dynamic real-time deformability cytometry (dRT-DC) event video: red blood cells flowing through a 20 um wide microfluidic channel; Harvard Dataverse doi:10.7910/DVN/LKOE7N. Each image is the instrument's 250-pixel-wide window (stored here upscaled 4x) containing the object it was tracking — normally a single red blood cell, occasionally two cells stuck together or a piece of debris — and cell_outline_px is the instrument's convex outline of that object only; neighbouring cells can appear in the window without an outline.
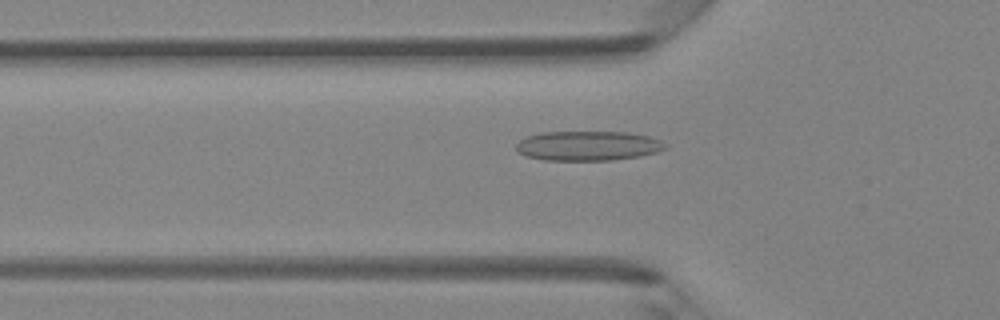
{"species": "Egyptian fruit bat (a non-hibernating species)", "species_latin": "Rousettus aegyptiacus", "temperature_condition": "room temperature", "stored_images_in_passage": 35, "camera_frame_rate_fps": 3000, "um_per_image_px": 0.085, "animal": {"sex": "female"}, "frame": {"image": 1, "passage_image": 3, "time_ms": 0.667, "image_size_px": [1000, 320], "cell_outline_px": [[668, 148], [656, 152], [640, 156], [612, 160], [544, 160], [524, 156], [516, 148], [516, 144], [520, 140], [528, 136], [540, 132], [628, 132], [648, 136], [660, 140], [668, 144]], "centroid_in_image_um": [50.0, 12.39], "position_along_channel_um": 75.8, "area_um2": 25.84}}
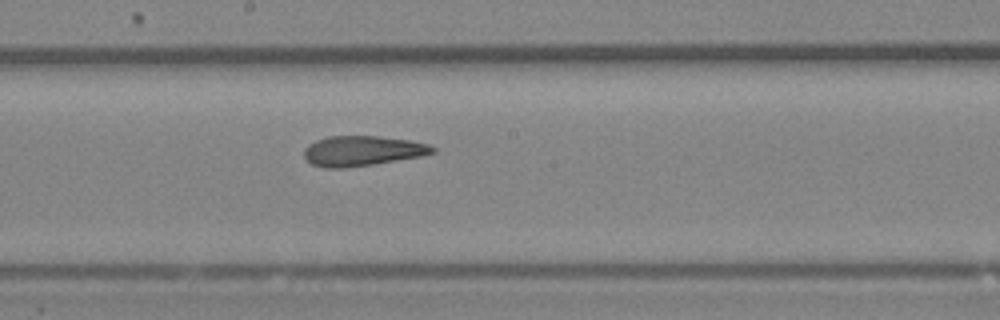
{"frame": {"image": 2, "passage_image": 13, "time_ms": 4.0, "image_size_px": [1000, 320], "cell_outline_px": [[436, 152], [424, 156], [372, 164], [344, 168], [324, 168], [312, 164], [304, 156], [304, 148], [308, 144], [316, 140], [328, 136], [380, 136], [408, 140], [428, 144], [436, 148]], "centroid_in_image_um": [30.8, 12.82], "position_along_channel_um": 217.4, "area_um2": 22.6}}
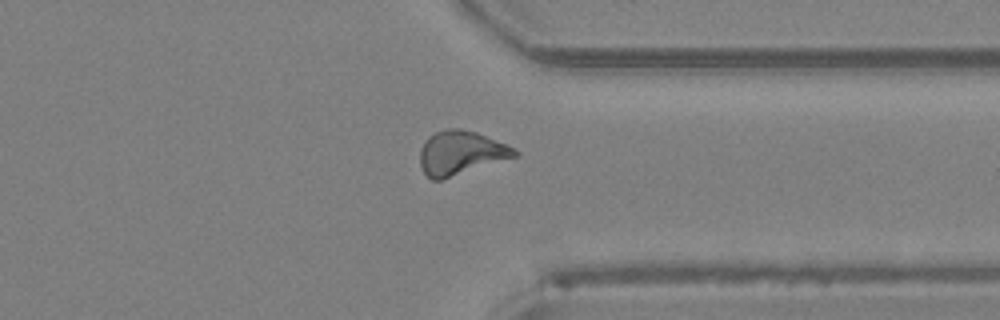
{"frame": {"image": 3, "passage_image": 24, "time_ms": 7.667, "image_size_px": [1000, 320], "cell_outline_px": [[520, 156], [440, 180], [432, 180], [420, 168], [420, 148], [428, 136], [436, 132], [448, 128], [460, 128], [476, 132], [508, 144], [516, 148], [520, 152]], "centroid_in_image_um": [39.21, 12.99], "position_along_channel_um": 372.2, "area_um2": 24.57}, "authors_computed_cell_mechanics": {"area_um2": 22.7732, "velocity_mm_per_s": 4.2438, "shape_relaxation_time_tau1_ms": null, "shape_relaxation_time_tau2_ms": 2.9362, "deformation_change_tau1": null, "deformation_change_tau2": 0.1152}}